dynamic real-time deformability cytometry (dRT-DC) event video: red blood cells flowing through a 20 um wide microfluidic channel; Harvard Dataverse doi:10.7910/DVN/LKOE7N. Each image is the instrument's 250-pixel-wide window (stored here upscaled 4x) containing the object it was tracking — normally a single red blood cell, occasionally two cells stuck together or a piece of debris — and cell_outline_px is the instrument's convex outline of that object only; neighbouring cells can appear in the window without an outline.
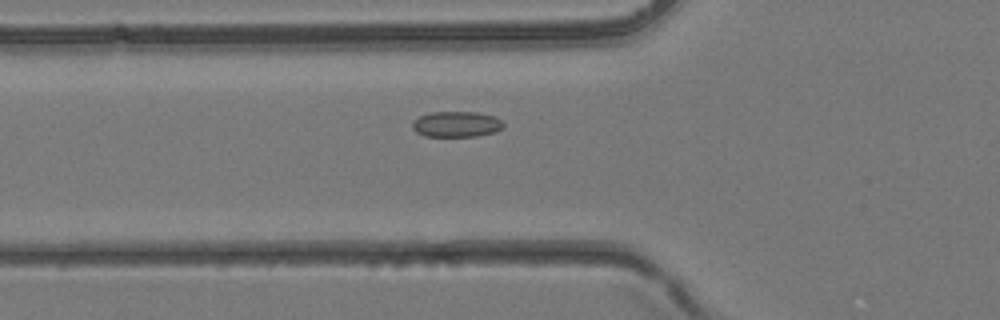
{"species": "common noctule bat (a hibernating species)", "species_latin": "Nyctalus noctula", "temperature_condition": "room temperature", "stored_images_in_passage": 32, "camera_frame_rate_fps": 3000, "um_per_image_px": 0.085, "animal": {"sex": "female", "body_mass_g": 24.6, "forearm_length_mm": 56.2}, "frame": {"image": 1, "passage_image": 6, "time_ms": 1.667, "image_size_px": [1000, 320], "cell_outline_px": [[504, 128], [496, 132], [476, 136], [424, 136], [416, 132], [412, 128], [412, 120], [420, 116], [432, 112], [476, 112], [492, 116], [500, 120], [504, 124]], "centroid_in_image_um": [38.78, 10.56], "position_along_channel_um": 87.0, "area_um2": 13.64}}
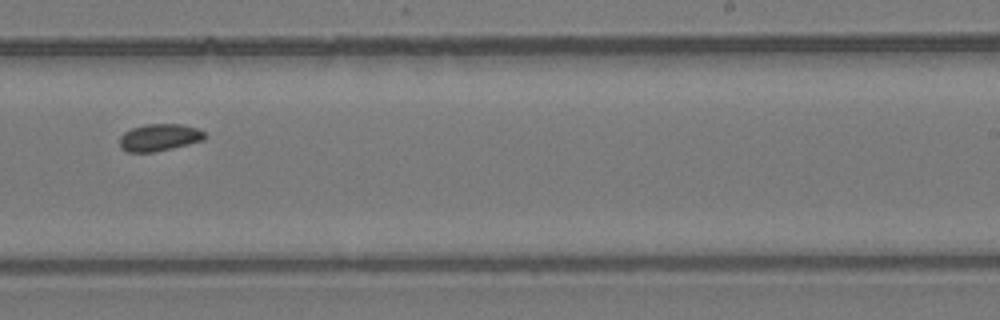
{"frame": {"image": 2, "passage_image": 17, "time_ms": 5.333, "image_size_px": [1000, 320], "cell_outline_px": [[208, 136], [204, 140], [156, 152], [128, 152], [120, 148], [120, 136], [124, 132], [132, 128], [144, 124], [184, 124], [196, 128], [204, 132]], "centroid_in_image_um": [13.55, 11.68], "position_along_channel_um": 275.4, "area_um2": 13.58}}
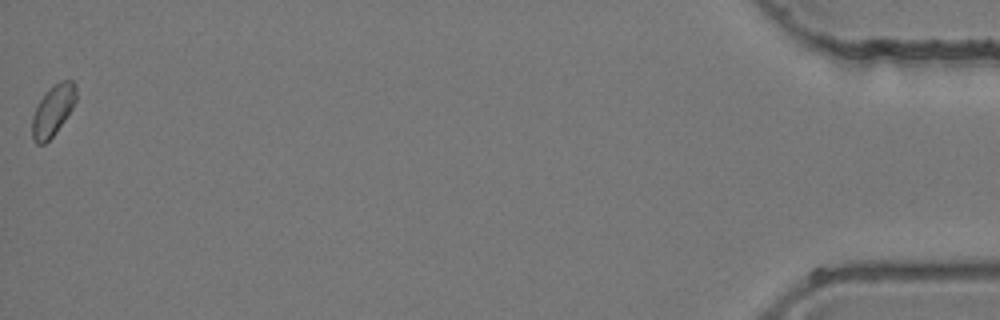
{"frame": {"image": 3, "passage_image": 32, "time_ms": 10.333, "image_size_px": [1000, 320], "cell_outline_px": [[76, 100], [72, 108], [56, 132], [44, 144], [36, 144], [32, 140], [32, 116], [40, 100], [48, 88], [52, 84], [60, 80], [72, 80], [76, 84]], "centroid_in_image_um": [4.49, 9.36], "position_along_channel_um": 430.7, "area_um2": 13.06}}